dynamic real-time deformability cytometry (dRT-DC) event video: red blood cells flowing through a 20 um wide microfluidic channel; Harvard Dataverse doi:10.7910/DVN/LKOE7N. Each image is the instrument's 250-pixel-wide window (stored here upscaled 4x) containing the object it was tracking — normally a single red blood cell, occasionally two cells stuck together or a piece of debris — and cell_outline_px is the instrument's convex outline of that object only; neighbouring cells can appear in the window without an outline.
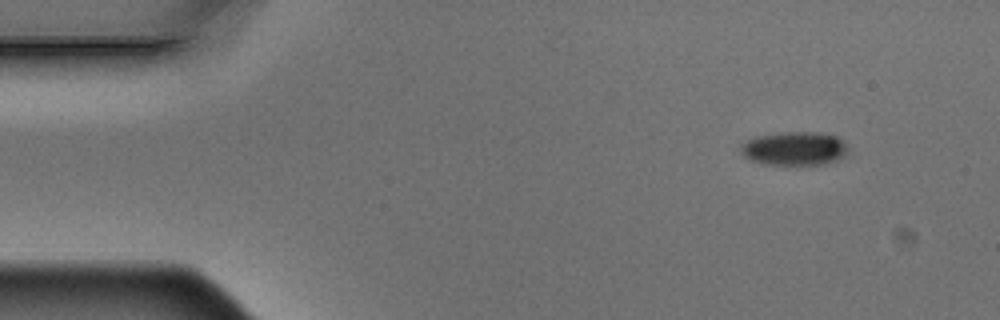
{"species": "Egyptian fruit bat (a non-hibernating species)", "species_latin": "Rousettus aegyptiacus", "temperature_condition": "warm", "stored_images_in_passage": 4, "camera_frame_rate_fps": 3000, "um_per_image_px": 0.085, "animal": {"sex": "male"}, "frame": {"image": 1, "passage_image": 1, "time_ms": 0.0, "image_size_px": [1000, 320], "cell_outline_px": [[848, 152], [844, 156], [836, 160], [824, 164], [764, 164], [748, 160], [744, 156], [740, 148], [740, 144], [748, 140], [760, 136], [784, 132], [820, 132], [836, 136], [844, 140], [848, 148]], "centroid_in_image_um": [67.55, 12.62], "position_along_channel_um": 17.5, "area_um2": 21.04}}
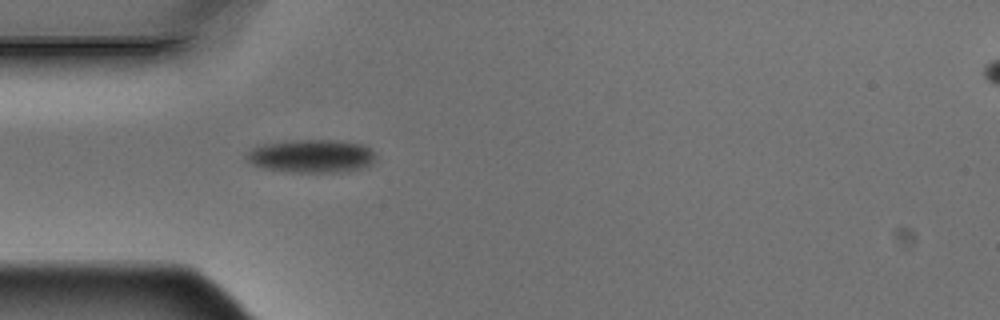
{"frame": {"image": 2, "passage_image": 4, "time_ms": 1.0, "image_size_px": [1000, 320], "cell_outline_px": [[376, 160], [372, 164], [364, 168], [348, 172], [292, 172], [264, 168], [252, 164], [244, 156], [252, 148], [264, 144], [296, 140], [336, 140], [364, 144], [376, 152]], "centroid_in_image_um": [26.56, 13.27], "position_along_channel_um": 58.4, "area_um2": 25.26}}